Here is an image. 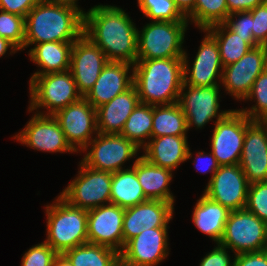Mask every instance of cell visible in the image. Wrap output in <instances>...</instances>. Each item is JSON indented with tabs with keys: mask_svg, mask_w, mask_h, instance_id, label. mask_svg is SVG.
Returning <instances> with one entry per match:
<instances>
[{
	"mask_svg": "<svg viewBox=\"0 0 267 266\" xmlns=\"http://www.w3.org/2000/svg\"><path fill=\"white\" fill-rule=\"evenodd\" d=\"M8 49L10 50L9 53L10 55H12V53L15 54L16 52L19 51L17 47L14 44H12L9 40L0 37V58L7 53Z\"/></svg>",
	"mask_w": 267,
	"mask_h": 266,
	"instance_id": "47",
	"label": "cell"
},
{
	"mask_svg": "<svg viewBox=\"0 0 267 266\" xmlns=\"http://www.w3.org/2000/svg\"><path fill=\"white\" fill-rule=\"evenodd\" d=\"M228 250V248L216 244L214 249L201 259L199 266H233L234 258H231Z\"/></svg>",
	"mask_w": 267,
	"mask_h": 266,
	"instance_id": "41",
	"label": "cell"
},
{
	"mask_svg": "<svg viewBox=\"0 0 267 266\" xmlns=\"http://www.w3.org/2000/svg\"><path fill=\"white\" fill-rule=\"evenodd\" d=\"M134 85L110 102L96 108L97 131L101 134H120L125 122L139 103Z\"/></svg>",
	"mask_w": 267,
	"mask_h": 266,
	"instance_id": "24",
	"label": "cell"
},
{
	"mask_svg": "<svg viewBox=\"0 0 267 266\" xmlns=\"http://www.w3.org/2000/svg\"><path fill=\"white\" fill-rule=\"evenodd\" d=\"M67 142L78 153L98 134L96 109L82 97L53 115Z\"/></svg>",
	"mask_w": 267,
	"mask_h": 266,
	"instance_id": "16",
	"label": "cell"
},
{
	"mask_svg": "<svg viewBox=\"0 0 267 266\" xmlns=\"http://www.w3.org/2000/svg\"><path fill=\"white\" fill-rule=\"evenodd\" d=\"M183 83V58L137 59L133 65V85L141 103H177Z\"/></svg>",
	"mask_w": 267,
	"mask_h": 266,
	"instance_id": "3",
	"label": "cell"
},
{
	"mask_svg": "<svg viewBox=\"0 0 267 266\" xmlns=\"http://www.w3.org/2000/svg\"><path fill=\"white\" fill-rule=\"evenodd\" d=\"M254 100L255 105L250 108L238 109L244 113L250 120L267 119V68L254 81L251 91L245 98V102Z\"/></svg>",
	"mask_w": 267,
	"mask_h": 266,
	"instance_id": "35",
	"label": "cell"
},
{
	"mask_svg": "<svg viewBox=\"0 0 267 266\" xmlns=\"http://www.w3.org/2000/svg\"><path fill=\"white\" fill-rule=\"evenodd\" d=\"M266 1L267 0H226L228 15L234 12L250 11L264 4Z\"/></svg>",
	"mask_w": 267,
	"mask_h": 266,
	"instance_id": "45",
	"label": "cell"
},
{
	"mask_svg": "<svg viewBox=\"0 0 267 266\" xmlns=\"http://www.w3.org/2000/svg\"><path fill=\"white\" fill-rule=\"evenodd\" d=\"M193 209L192 221L195 227L219 244L231 211L204 194L197 199Z\"/></svg>",
	"mask_w": 267,
	"mask_h": 266,
	"instance_id": "26",
	"label": "cell"
},
{
	"mask_svg": "<svg viewBox=\"0 0 267 266\" xmlns=\"http://www.w3.org/2000/svg\"><path fill=\"white\" fill-rule=\"evenodd\" d=\"M125 208L106 204L88 211V242L106 246L120 253L124 247L123 218Z\"/></svg>",
	"mask_w": 267,
	"mask_h": 266,
	"instance_id": "20",
	"label": "cell"
},
{
	"mask_svg": "<svg viewBox=\"0 0 267 266\" xmlns=\"http://www.w3.org/2000/svg\"><path fill=\"white\" fill-rule=\"evenodd\" d=\"M224 23L241 37H253L252 15L249 11L231 13Z\"/></svg>",
	"mask_w": 267,
	"mask_h": 266,
	"instance_id": "40",
	"label": "cell"
},
{
	"mask_svg": "<svg viewBox=\"0 0 267 266\" xmlns=\"http://www.w3.org/2000/svg\"><path fill=\"white\" fill-rule=\"evenodd\" d=\"M221 87V85L208 87L182 86L177 103L186 117L187 131L193 126L196 129H202L209 121L215 118L214 122H217L232 110L219 111Z\"/></svg>",
	"mask_w": 267,
	"mask_h": 266,
	"instance_id": "10",
	"label": "cell"
},
{
	"mask_svg": "<svg viewBox=\"0 0 267 266\" xmlns=\"http://www.w3.org/2000/svg\"><path fill=\"white\" fill-rule=\"evenodd\" d=\"M245 208L267 224V181L249 184Z\"/></svg>",
	"mask_w": 267,
	"mask_h": 266,
	"instance_id": "37",
	"label": "cell"
},
{
	"mask_svg": "<svg viewBox=\"0 0 267 266\" xmlns=\"http://www.w3.org/2000/svg\"><path fill=\"white\" fill-rule=\"evenodd\" d=\"M267 68V46L252 47L242 58L225 66L221 85L227 94L244 101L254 81Z\"/></svg>",
	"mask_w": 267,
	"mask_h": 266,
	"instance_id": "14",
	"label": "cell"
},
{
	"mask_svg": "<svg viewBox=\"0 0 267 266\" xmlns=\"http://www.w3.org/2000/svg\"><path fill=\"white\" fill-rule=\"evenodd\" d=\"M107 63L104 52L84 34L73 42L70 71L82 97L91 90Z\"/></svg>",
	"mask_w": 267,
	"mask_h": 266,
	"instance_id": "19",
	"label": "cell"
},
{
	"mask_svg": "<svg viewBox=\"0 0 267 266\" xmlns=\"http://www.w3.org/2000/svg\"><path fill=\"white\" fill-rule=\"evenodd\" d=\"M52 266H73V265L64 254H58L55 257Z\"/></svg>",
	"mask_w": 267,
	"mask_h": 266,
	"instance_id": "48",
	"label": "cell"
},
{
	"mask_svg": "<svg viewBox=\"0 0 267 266\" xmlns=\"http://www.w3.org/2000/svg\"><path fill=\"white\" fill-rule=\"evenodd\" d=\"M46 240L58 254L88 242V211L70 205L60 195L45 207Z\"/></svg>",
	"mask_w": 267,
	"mask_h": 266,
	"instance_id": "4",
	"label": "cell"
},
{
	"mask_svg": "<svg viewBox=\"0 0 267 266\" xmlns=\"http://www.w3.org/2000/svg\"><path fill=\"white\" fill-rule=\"evenodd\" d=\"M139 151L140 148L120 134L98 133L81 151L86 153L81 162L89 168L113 173L125 169L124 163L137 157Z\"/></svg>",
	"mask_w": 267,
	"mask_h": 266,
	"instance_id": "9",
	"label": "cell"
},
{
	"mask_svg": "<svg viewBox=\"0 0 267 266\" xmlns=\"http://www.w3.org/2000/svg\"><path fill=\"white\" fill-rule=\"evenodd\" d=\"M132 85L133 64L108 61L95 84L84 98L96 109L110 102Z\"/></svg>",
	"mask_w": 267,
	"mask_h": 266,
	"instance_id": "22",
	"label": "cell"
},
{
	"mask_svg": "<svg viewBox=\"0 0 267 266\" xmlns=\"http://www.w3.org/2000/svg\"><path fill=\"white\" fill-rule=\"evenodd\" d=\"M141 233L128 240L119 253L120 266H158L169 254V227L143 226Z\"/></svg>",
	"mask_w": 267,
	"mask_h": 266,
	"instance_id": "13",
	"label": "cell"
},
{
	"mask_svg": "<svg viewBox=\"0 0 267 266\" xmlns=\"http://www.w3.org/2000/svg\"><path fill=\"white\" fill-rule=\"evenodd\" d=\"M137 3L144 16L152 21H187L174 0H137Z\"/></svg>",
	"mask_w": 267,
	"mask_h": 266,
	"instance_id": "34",
	"label": "cell"
},
{
	"mask_svg": "<svg viewBox=\"0 0 267 266\" xmlns=\"http://www.w3.org/2000/svg\"><path fill=\"white\" fill-rule=\"evenodd\" d=\"M252 15V36L259 45L267 46V1L249 11Z\"/></svg>",
	"mask_w": 267,
	"mask_h": 266,
	"instance_id": "39",
	"label": "cell"
},
{
	"mask_svg": "<svg viewBox=\"0 0 267 266\" xmlns=\"http://www.w3.org/2000/svg\"><path fill=\"white\" fill-rule=\"evenodd\" d=\"M194 163V167L197 171L202 174L211 173V177L209 181L213 178V175L217 172L219 168V164L217 163L216 157L212 154V152L205 153L203 150L196 153ZM204 160V161H203Z\"/></svg>",
	"mask_w": 267,
	"mask_h": 266,
	"instance_id": "43",
	"label": "cell"
},
{
	"mask_svg": "<svg viewBox=\"0 0 267 266\" xmlns=\"http://www.w3.org/2000/svg\"><path fill=\"white\" fill-rule=\"evenodd\" d=\"M228 17L226 0H196L194 9L186 16L199 30L224 23Z\"/></svg>",
	"mask_w": 267,
	"mask_h": 266,
	"instance_id": "33",
	"label": "cell"
},
{
	"mask_svg": "<svg viewBox=\"0 0 267 266\" xmlns=\"http://www.w3.org/2000/svg\"><path fill=\"white\" fill-rule=\"evenodd\" d=\"M174 203L161 200H146L125 208L123 218V238L125 243L139 235L143 226L150 228L169 227L173 218Z\"/></svg>",
	"mask_w": 267,
	"mask_h": 266,
	"instance_id": "21",
	"label": "cell"
},
{
	"mask_svg": "<svg viewBox=\"0 0 267 266\" xmlns=\"http://www.w3.org/2000/svg\"><path fill=\"white\" fill-rule=\"evenodd\" d=\"M153 105L139 102L128 117L120 135L142 149L151 139Z\"/></svg>",
	"mask_w": 267,
	"mask_h": 266,
	"instance_id": "32",
	"label": "cell"
},
{
	"mask_svg": "<svg viewBox=\"0 0 267 266\" xmlns=\"http://www.w3.org/2000/svg\"><path fill=\"white\" fill-rule=\"evenodd\" d=\"M64 255L73 266H120L116 250L89 242L66 251Z\"/></svg>",
	"mask_w": 267,
	"mask_h": 266,
	"instance_id": "31",
	"label": "cell"
},
{
	"mask_svg": "<svg viewBox=\"0 0 267 266\" xmlns=\"http://www.w3.org/2000/svg\"><path fill=\"white\" fill-rule=\"evenodd\" d=\"M68 3L40 0L25 17L24 50L44 42H74L84 34V11Z\"/></svg>",
	"mask_w": 267,
	"mask_h": 266,
	"instance_id": "2",
	"label": "cell"
},
{
	"mask_svg": "<svg viewBox=\"0 0 267 266\" xmlns=\"http://www.w3.org/2000/svg\"><path fill=\"white\" fill-rule=\"evenodd\" d=\"M188 21H151L138 30L137 59L183 58Z\"/></svg>",
	"mask_w": 267,
	"mask_h": 266,
	"instance_id": "6",
	"label": "cell"
},
{
	"mask_svg": "<svg viewBox=\"0 0 267 266\" xmlns=\"http://www.w3.org/2000/svg\"><path fill=\"white\" fill-rule=\"evenodd\" d=\"M148 200L136 176V159L131 167L112 173L110 203L128 208Z\"/></svg>",
	"mask_w": 267,
	"mask_h": 266,
	"instance_id": "28",
	"label": "cell"
},
{
	"mask_svg": "<svg viewBox=\"0 0 267 266\" xmlns=\"http://www.w3.org/2000/svg\"><path fill=\"white\" fill-rule=\"evenodd\" d=\"M78 170L60 196L70 205L87 211L110 204L112 173L89 168L81 161Z\"/></svg>",
	"mask_w": 267,
	"mask_h": 266,
	"instance_id": "7",
	"label": "cell"
},
{
	"mask_svg": "<svg viewBox=\"0 0 267 266\" xmlns=\"http://www.w3.org/2000/svg\"><path fill=\"white\" fill-rule=\"evenodd\" d=\"M202 42L196 53L194 62L190 66L188 54L183 55V85L193 87H208L219 85L222 81L223 64L216 39L206 30Z\"/></svg>",
	"mask_w": 267,
	"mask_h": 266,
	"instance_id": "12",
	"label": "cell"
},
{
	"mask_svg": "<svg viewBox=\"0 0 267 266\" xmlns=\"http://www.w3.org/2000/svg\"><path fill=\"white\" fill-rule=\"evenodd\" d=\"M233 266H267V252H245L234 256Z\"/></svg>",
	"mask_w": 267,
	"mask_h": 266,
	"instance_id": "44",
	"label": "cell"
},
{
	"mask_svg": "<svg viewBox=\"0 0 267 266\" xmlns=\"http://www.w3.org/2000/svg\"><path fill=\"white\" fill-rule=\"evenodd\" d=\"M0 37L9 40L22 51L25 40V17L0 10Z\"/></svg>",
	"mask_w": 267,
	"mask_h": 266,
	"instance_id": "36",
	"label": "cell"
},
{
	"mask_svg": "<svg viewBox=\"0 0 267 266\" xmlns=\"http://www.w3.org/2000/svg\"><path fill=\"white\" fill-rule=\"evenodd\" d=\"M187 132L186 117L178 103L153 105L151 137L187 136Z\"/></svg>",
	"mask_w": 267,
	"mask_h": 266,
	"instance_id": "30",
	"label": "cell"
},
{
	"mask_svg": "<svg viewBox=\"0 0 267 266\" xmlns=\"http://www.w3.org/2000/svg\"><path fill=\"white\" fill-rule=\"evenodd\" d=\"M26 126L13 139L37 151L76 153L67 142L59 122L53 115L34 113Z\"/></svg>",
	"mask_w": 267,
	"mask_h": 266,
	"instance_id": "15",
	"label": "cell"
},
{
	"mask_svg": "<svg viewBox=\"0 0 267 266\" xmlns=\"http://www.w3.org/2000/svg\"><path fill=\"white\" fill-rule=\"evenodd\" d=\"M128 13L114 5H95L84 11V35L97 45L108 61L135 64L138 28Z\"/></svg>",
	"mask_w": 267,
	"mask_h": 266,
	"instance_id": "1",
	"label": "cell"
},
{
	"mask_svg": "<svg viewBox=\"0 0 267 266\" xmlns=\"http://www.w3.org/2000/svg\"><path fill=\"white\" fill-rule=\"evenodd\" d=\"M249 183L239 164L219 166L203 194L230 211L244 209Z\"/></svg>",
	"mask_w": 267,
	"mask_h": 266,
	"instance_id": "17",
	"label": "cell"
},
{
	"mask_svg": "<svg viewBox=\"0 0 267 266\" xmlns=\"http://www.w3.org/2000/svg\"><path fill=\"white\" fill-rule=\"evenodd\" d=\"M206 30L216 39L223 66H228L242 58L252 47L259 44L253 37H241L225 23L212 25Z\"/></svg>",
	"mask_w": 267,
	"mask_h": 266,
	"instance_id": "29",
	"label": "cell"
},
{
	"mask_svg": "<svg viewBox=\"0 0 267 266\" xmlns=\"http://www.w3.org/2000/svg\"><path fill=\"white\" fill-rule=\"evenodd\" d=\"M214 124L210 142L217 163L219 166L239 164L246 133V115L232 109Z\"/></svg>",
	"mask_w": 267,
	"mask_h": 266,
	"instance_id": "11",
	"label": "cell"
},
{
	"mask_svg": "<svg viewBox=\"0 0 267 266\" xmlns=\"http://www.w3.org/2000/svg\"><path fill=\"white\" fill-rule=\"evenodd\" d=\"M40 0H0V10L26 17Z\"/></svg>",
	"mask_w": 267,
	"mask_h": 266,
	"instance_id": "42",
	"label": "cell"
},
{
	"mask_svg": "<svg viewBox=\"0 0 267 266\" xmlns=\"http://www.w3.org/2000/svg\"><path fill=\"white\" fill-rule=\"evenodd\" d=\"M51 1H58V2H61V3H68V4L74 5L76 7H79L78 4H77L78 0H51Z\"/></svg>",
	"mask_w": 267,
	"mask_h": 266,
	"instance_id": "49",
	"label": "cell"
},
{
	"mask_svg": "<svg viewBox=\"0 0 267 266\" xmlns=\"http://www.w3.org/2000/svg\"><path fill=\"white\" fill-rule=\"evenodd\" d=\"M28 112L54 115L82 98L70 70L64 72L32 75L29 81ZM47 109L41 111L39 109ZM39 110V111H38Z\"/></svg>",
	"mask_w": 267,
	"mask_h": 266,
	"instance_id": "5",
	"label": "cell"
},
{
	"mask_svg": "<svg viewBox=\"0 0 267 266\" xmlns=\"http://www.w3.org/2000/svg\"><path fill=\"white\" fill-rule=\"evenodd\" d=\"M239 166L249 184L267 181V124L246 116V133Z\"/></svg>",
	"mask_w": 267,
	"mask_h": 266,
	"instance_id": "18",
	"label": "cell"
},
{
	"mask_svg": "<svg viewBox=\"0 0 267 266\" xmlns=\"http://www.w3.org/2000/svg\"><path fill=\"white\" fill-rule=\"evenodd\" d=\"M196 0H174L176 7L186 17L195 6Z\"/></svg>",
	"mask_w": 267,
	"mask_h": 266,
	"instance_id": "46",
	"label": "cell"
},
{
	"mask_svg": "<svg viewBox=\"0 0 267 266\" xmlns=\"http://www.w3.org/2000/svg\"><path fill=\"white\" fill-rule=\"evenodd\" d=\"M172 172L150 163L142 156L136 158V176L143 193L149 200L175 203V197L169 189L173 178Z\"/></svg>",
	"mask_w": 267,
	"mask_h": 266,
	"instance_id": "25",
	"label": "cell"
},
{
	"mask_svg": "<svg viewBox=\"0 0 267 266\" xmlns=\"http://www.w3.org/2000/svg\"><path fill=\"white\" fill-rule=\"evenodd\" d=\"M57 255L58 253L43 241L24 253L21 266H52Z\"/></svg>",
	"mask_w": 267,
	"mask_h": 266,
	"instance_id": "38",
	"label": "cell"
},
{
	"mask_svg": "<svg viewBox=\"0 0 267 266\" xmlns=\"http://www.w3.org/2000/svg\"><path fill=\"white\" fill-rule=\"evenodd\" d=\"M219 244L233 255L263 251L267 246V224L246 208L231 211Z\"/></svg>",
	"mask_w": 267,
	"mask_h": 266,
	"instance_id": "8",
	"label": "cell"
},
{
	"mask_svg": "<svg viewBox=\"0 0 267 266\" xmlns=\"http://www.w3.org/2000/svg\"><path fill=\"white\" fill-rule=\"evenodd\" d=\"M189 147L187 136L165 135L151 137L141 150L142 157L150 163L174 171L192 158Z\"/></svg>",
	"mask_w": 267,
	"mask_h": 266,
	"instance_id": "23",
	"label": "cell"
},
{
	"mask_svg": "<svg viewBox=\"0 0 267 266\" xmlns=\"http://www.w3.org/2000/svg\"><path fill=\"white\" fill-rule=\"evenodd\" d=\"M72 47L73 42L54 41L35 44L33 48L29 49L28 56L40 69L32 75H44L70 70Z\"/></svg>",
	"mask_w": 267,
	"mask_h": 266,
	"instance_id": "27",
	"label": "cell"
}]
</instances>
